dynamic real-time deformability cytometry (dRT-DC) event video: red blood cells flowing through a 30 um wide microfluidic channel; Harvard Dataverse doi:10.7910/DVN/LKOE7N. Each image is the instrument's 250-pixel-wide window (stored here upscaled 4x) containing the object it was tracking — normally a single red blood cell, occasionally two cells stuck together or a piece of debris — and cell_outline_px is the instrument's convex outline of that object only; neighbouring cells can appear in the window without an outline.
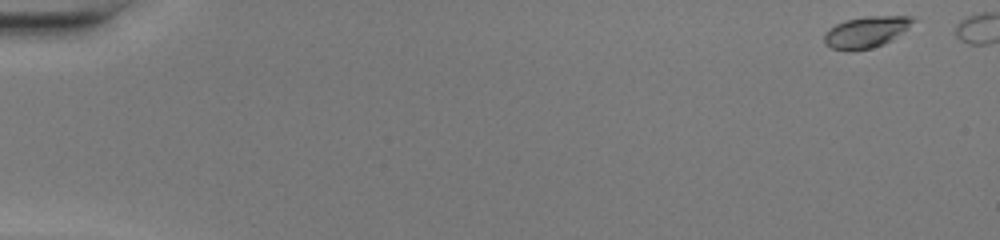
{"species": "common noctule bat (a hibernating species)", "species_latin": "Nyctalus noctula", "temperature_condition": "warm", "stored_images_in_passage": 28, "camera_frame_rate_fps": 3000, "um_per_image_px": 0.085, "animal": {"sex": "female", "body_mass_g": 20.0, "forearm_length_mm": 54.0}, "frame": {"image": 1, "passage_image": 1, "time_ms": 0.0, "image_size_px": [1000, 240], "cell_outline_px": [[916, 20], [908, 28], [884, 44], [872, 48], [852, 52], [848, 52], [832, 48], [824, 44], [824, 36], [828, 28], [844, 20], [864, 16], [912, 16]], "centroid_in_image_um": [73.58, 2.73], "position_along_channel_um": 11.4, "area_um2": 16.42}}
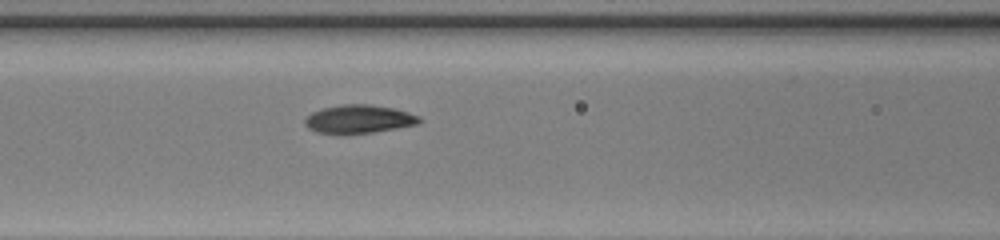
{"frame": {"image": 2, "passage_image": 21, "time_ms": 6.667, "image_size_px": [1000, 240], "cell_outline_px": [[424, 120], [416, 124], [396, 128], [372, 132], [316, 132], [308, 128], [304, 124], [304, 120], [312, 112], [324, 108], [340, 104], [368, 104], [392, 108], [408, 112], [420, 116]], "centroid_in_image_um": [30.52, 10.1], "position_along_channel_um": 136.1, "area_um2": 18.44}}
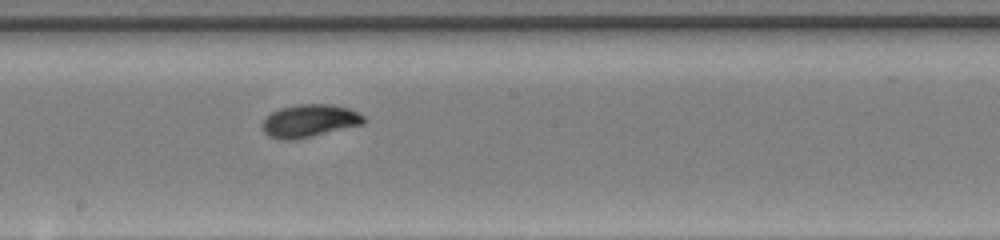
{"frame": {"image": 3, "passage_image": 27, "time_ms": 8.667, "image_size_px": [1000, 240], "cell_outline_px": [[368, 120], [364, 124], [296, 140], [280, 140], [268, 136], [264, 132], [260, 124], [272, 112], [280, 108], [296, 104], [332, 104], [348, 108], [364, 116]], "centroid_in_image_um": [26.3, 10.28], "position_along_channel_um": 221.9, "area_um2": 19.59}}